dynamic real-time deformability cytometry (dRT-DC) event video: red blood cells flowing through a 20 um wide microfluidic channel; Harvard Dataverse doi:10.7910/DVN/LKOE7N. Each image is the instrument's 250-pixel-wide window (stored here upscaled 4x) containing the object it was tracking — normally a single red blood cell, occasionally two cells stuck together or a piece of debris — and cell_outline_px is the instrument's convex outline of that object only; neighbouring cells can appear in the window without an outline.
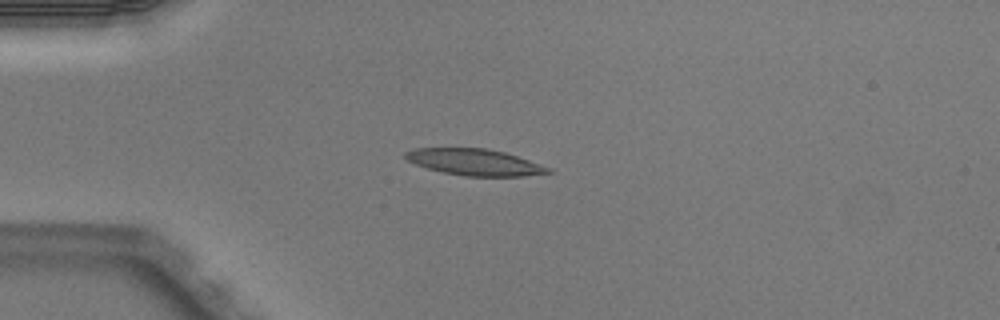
{"species": "Egyptian fruit bat (a non-hibernating species)", "species_latin": "Rousettus aegyptiacus", "temperature_condition": "warm", "stored_images_in_passage": 5, "camera_frame_rate_fps": 3000, "um_per_image_px": 0.085, "animal": {"sex": "male"}, "frame": {"image": 1, "passage_image": 3, "time_ms": 0.667, "image_size_px": [1000, 320], "cell_outline_px": [[556, 172], [524, 176], [464, 176], [444, 172], [428, 168], [416, 164], [408, 160], [404, 156], [404, 152], [412, 148], [484, 148], [504, 152], [552, 168]], "centroid_in_image_um": [40.37, 13.78], "position_along_channel_um": 44.6, "area_um2": 21.91}}
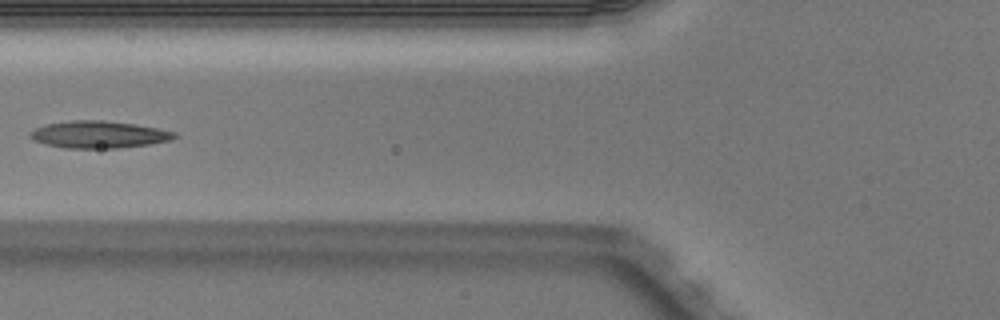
{"frame": {"image": 2, "passage_image": 5, "time_ms": 1.333, "image_size_px": [1000, 320], "cell_outline_px": [[176, 136], [172, 140], [148, 144], [116, 148], [64, 148], [44, 144], [32, 140], [28, 136], [28, 132], [44, 124], [72, 120], [104, 120], [132, 124], [156, 128], [176, 132]], "centroid_in_image_um": [8.32, 11.43], "position_along_channel_um": 117.5, "area_um2": 22.83}}